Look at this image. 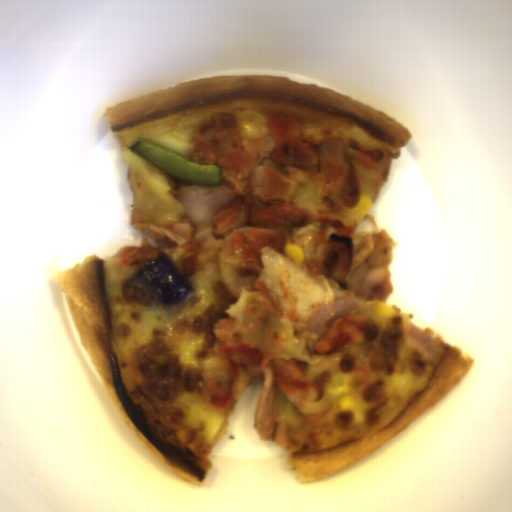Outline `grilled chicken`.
Listing matches in <instances>:
<instances>
[{
	"label": "grilled chicken",
	"mask_w": 512,
	"mask_h": 512,
	"mask_svg": "<svg viewBox=\"0 0 512 512\" xmlns=\"http://www.w3.org/2000/svg\"><path fill=\"white\" fill-rule=\"evenodd\" d=\"M269 137L242 141L236 112L212 113L190 139L192 163L218 166L220 185L236 199L211 217L213 238H226L248 206L247 225L277 230L273 235L250 229L245 240L235 229L231 252L244 249L236 271L256 275L264 269L260 256L270 246L282 255L287 244L304 250L309 272L346 281L353 262L351 235L340 212L361 202L355 166L345 155V139L329 137L317 147L303 141L300 121L267 116Z\"/></svg>",
	"instance_id": "grilled-chicken-1"
},
{
	"label": "grilled chicken",
	"mask_w": 512,
	"mask_h": 512,
	"mask_svg": "<svg viewBox=\"0 0 512 512\" xmlns=\"http://www.w3.org/2000/svg\"><path fill=\"white\" fill-rule=\"evenodd\" d=\"M235 320L218 318L213 324L214 352L229 362L233 381L239 366L244 365L253 378L260 375L263 383L255 408L254 428L264 440L276 436V418L273 406L275 381L298 389L312 386L304 377L295 360L274 358L265 365L263 354L244 344L241 334L231 333Z\"/></svg>",
	"instance_id": "grilled-chicken-2"
},
{
	"label": "grilled chicken",
	"mask_w": 512,
	"mask_h": 512,
	"mask_svg": "<svg viewBox=\"0 0 512 512\" xmlns=\"http://www.w3.org/2000/svg\"><path fill=\"white\" fill-rule=\"evenodd\" d=\"M204 226L205 223L195 228L192 221L184 215L166 229L165 241L172 245L171 248L131 245L122 247L117 256L123 263L145 269L148 260H153L164 252L181 276L193 274L201 266L197 258L202 249L197 236L204 230Z\"/></svg>",
	"instance_id": "grilled-chicken-3"
},
{
	"label": "grilled chicken",
	"mask_w": 512,
	"mask_h": 512,
	"mask_svg": "<svg viewBox=\"0 0 512 512\" xmlns=\"http://www.w3.org/2000/svg\"><path fill=\"white\" fill-rule=\"evenodd\" d=\"M378 336V324L370 316L345 315L336 318L315 344L316 352L330 354L350 340L368 342Z\"/></svg>",
	"instance_id": "grilled-chicken-4"
}]
</instances>
